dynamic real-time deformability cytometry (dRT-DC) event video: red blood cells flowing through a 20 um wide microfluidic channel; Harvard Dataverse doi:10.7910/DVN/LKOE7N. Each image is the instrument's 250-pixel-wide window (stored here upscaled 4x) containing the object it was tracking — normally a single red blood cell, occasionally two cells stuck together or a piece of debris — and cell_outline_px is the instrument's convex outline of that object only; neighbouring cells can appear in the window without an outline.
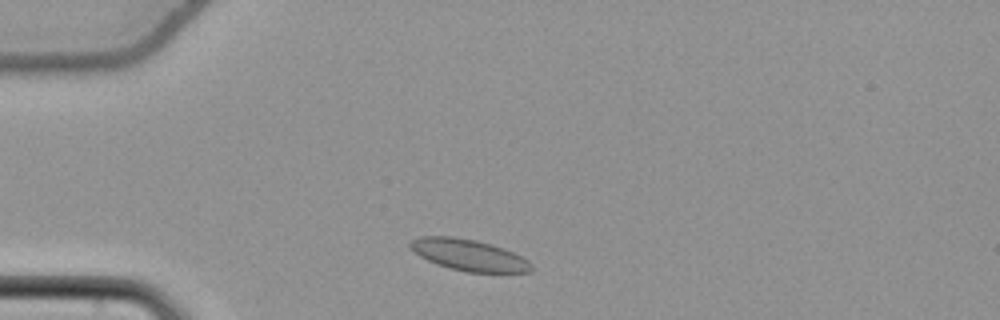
{"species": "common noctule bat (a hibernating species)", "species_latin": "Nyctalus noctula", "temperature_condition": "cold", "stored_images_in_passage": 37, "camera_frame_rate_fps": 3000, "um_per_image_px": 0.085, "animal": {"sex": "female", "body_mass_g": 22.7, "forearm_length_mm": 54.2}, "frame": {"image": 1, "passage_image": 4, "time_ms": 1.0, "image_size_px": [1000, 320], "cell_outline_px": [[532, 272], [468, 272], [436, 264], [420, 256], [408, 244], [412, 240], [420, 236], [452, 236], [476, 240], [492, 244], [504, 248], [528, 260], [532, 264]], "centroid_in_image_um": [39.87, 21.66], "position_along_channel_um": 45.1, "area_um2": 21.96}}
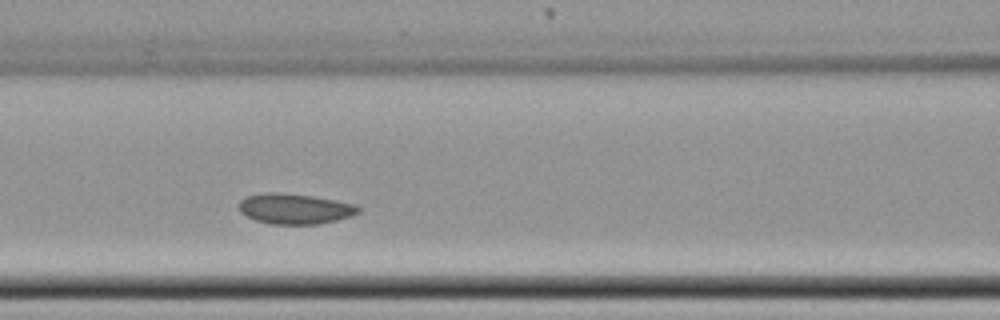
{"frame": {"image": 2, "passage_image": 14, "time_ms": 4.333, "image_size_px": [1000, 320], "cell_outline_px": [[360, 212], [336, 220], [320, 224], [272, 224], [256, 220], [244, 216], [240, 212], [240, 200], [248, 196], [268, 192], [276, 192], [312, 196], [356, 204], [360, 208]], "centroid_in_image_um": [25.05, 17.75], "position_along_channel_um": 141.5, "area_um2": 20.98}}
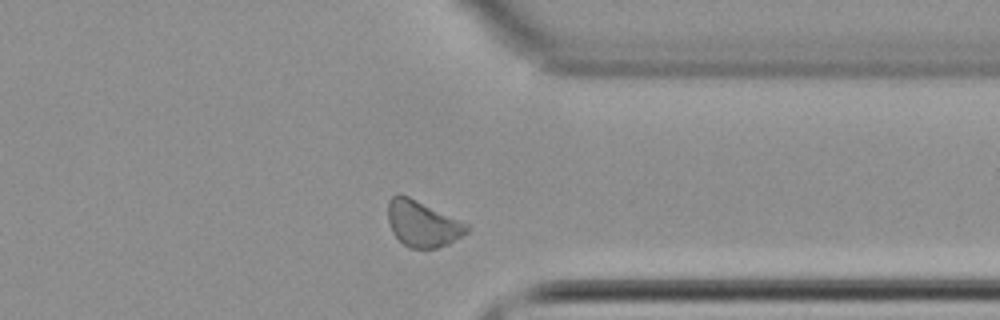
{"frame": {"image": 3, "passage_image": 33, "time_ms": 10.667, "image_size_px": [1000, 320], "cell_outline_px": [[472, 228], [468, 232], [448, 244], [436, 248], [408, 248], [392, 232], [388, 220], [388, 200], [396, 192], [400, 192], [468, 224]], "centroid_in_image_um": [35.9, 19.0], "position_along_channel_um": 375.5, "area_um2": 21.21}}